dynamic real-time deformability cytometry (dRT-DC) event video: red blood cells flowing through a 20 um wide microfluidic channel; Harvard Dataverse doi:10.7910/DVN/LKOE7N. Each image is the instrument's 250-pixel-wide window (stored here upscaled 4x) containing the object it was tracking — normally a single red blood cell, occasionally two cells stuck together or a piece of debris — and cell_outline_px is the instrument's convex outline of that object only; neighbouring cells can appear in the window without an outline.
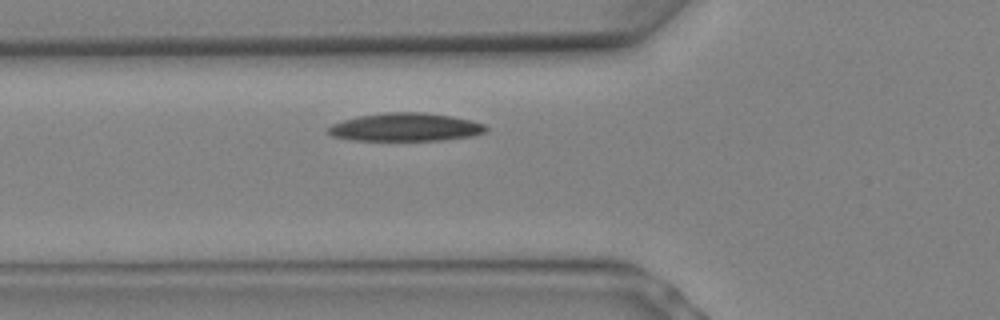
{"species": "Egyptian fruit bat (a non-hibernating species)", "species_latin": "Rousettus aegyptiacus", "temperature_condition": "warm", "stored_images_in_passage": 2, "camera_frame_rate_fps": 3000, "um_per_image_px": 0.085, "animal": {"sex": "female"}, "frame": {"image": 1, "passage_image": 2, "time_ms": 0.333, "image_size_px": [1000, 320], "cell_outline_px": [[488, 128], [484, 132], [472, 136], [444, 140], [352, 140], [332, 136], [328, 132], [328, 128], [332, 124], [344, 120], [360, 116], [384, 112], [420, 112], [452, 116], [484, 124]], "centroid_in_image_um": [34.47, 10.81], "position_along_channel_um": 91.3, "area_um2": 25.66}}